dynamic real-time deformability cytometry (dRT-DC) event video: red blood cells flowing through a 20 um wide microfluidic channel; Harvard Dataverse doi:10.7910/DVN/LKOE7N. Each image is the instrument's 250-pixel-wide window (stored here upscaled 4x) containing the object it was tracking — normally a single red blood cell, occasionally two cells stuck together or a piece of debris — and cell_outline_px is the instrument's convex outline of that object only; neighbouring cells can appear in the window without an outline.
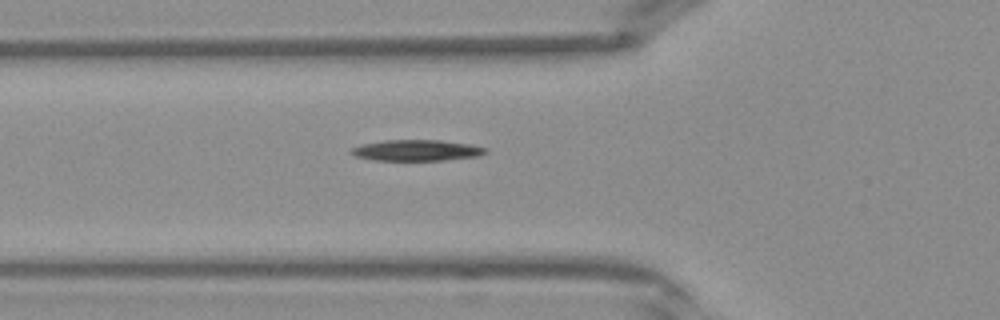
{"species": "Egyptian fruit bat (a non-hibernating species)", "species_latin": "Rousettus aegyptiacus", "temperature_condition": "warm", "stored_images_in_passage": 27, "camera_frame_rate_fps": 3000, "um_per_image_px": 0.085, "frame": {"image": 1, "passage_image": 4, "time_ms": 1.0, "image_size_px": [1000, 320], "cell_outline_px": [[488, 152], [480, 156], [444, 160], [372, 160], [352, 156], [352, 148], [364, 144], [384, 140], [440, 140], [468, 144], [488, 148]], "centroid_in_image_um": [35.44, 12.78], "position_along_channel_um": 90.4, "area_um2": 16.42}}
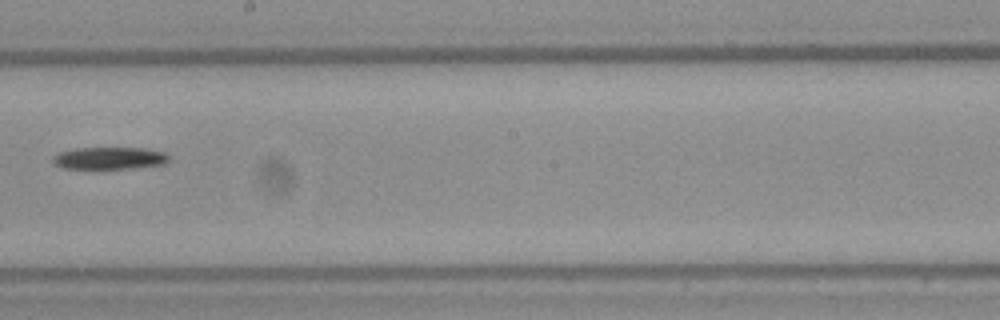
{"frame": {"image": 2, "passage_image": 13, "time_ms": 4.0, "image_size_px": [1000, 320], "cell_outline_px": [[168, 160], [164, 164], [136, 168], [100, 172], [92, 172], [64, 168], [56, 164], [52, 160], [52, 156], [60, 152], [76, 148], [144, 148], [164, 152], [168, 156]], "centroid_in_image_um": [9.25, 13.51], "position_along_channel_um": 239.0, "area_um2": 16.01}}
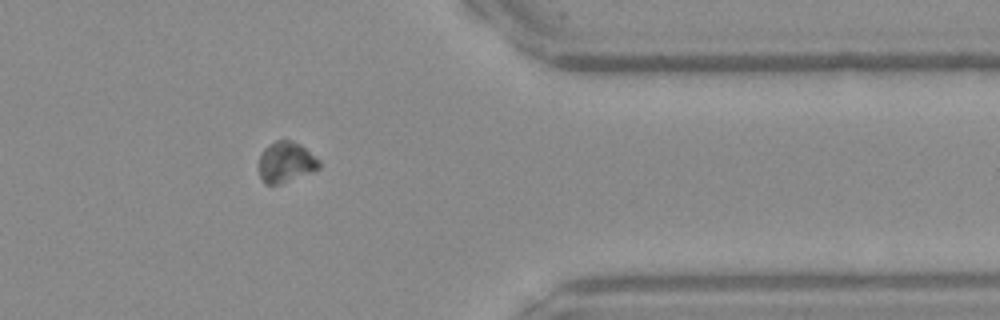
{"frame": {"image": 3, "passage_image": 23, "time_ms": 7.333, "image_size_px": [1000, 320], "cell_outline_px": [[320, 168], [316, 172], [280, 184], [264, 184], [260, 176], [260, 156], [264, 148], [268, 144], [276, 140], [292, 140], [300, 144], [320, 160]], "centroid_in_image_um": [24.34, 13.79], "position_along_channel_um": 387.1, "area_um2": 14.51}}